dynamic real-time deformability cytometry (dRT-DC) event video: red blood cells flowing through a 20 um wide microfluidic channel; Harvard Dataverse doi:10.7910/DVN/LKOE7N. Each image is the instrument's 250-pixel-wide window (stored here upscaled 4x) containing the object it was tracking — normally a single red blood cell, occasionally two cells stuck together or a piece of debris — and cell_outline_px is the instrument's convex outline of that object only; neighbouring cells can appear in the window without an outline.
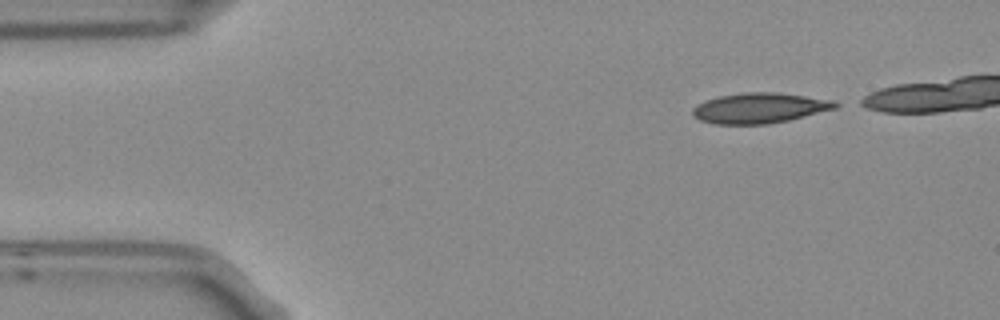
{"species": "Egyptian fruit bat (a non-hibernating species)", "species_latin": "Rousettus aegyptiacus", "temperature_condition": "room temperature", "stored_images_in_passage": 4, "camera_frame_rate_fps": 3000, "um_per_image_px": 0.085, "frame": {"image": 1, "passage_image": 1, "time_ms": 0.0, "image_size_px": [1000, 320], "cell_outline_px": [[844, 104], [836, 108], [788, 120], [768, 124], [716, 124], [700, 120], [692, 116], [692, 108], [696, 104], [704, 100], [720, 96], [744, 92], [776, 92], [836, 100]], "centroid_in_image_um": [64.58, 9.17], "position_along_channel_um": 20.4, "area_um2": 25.43}}